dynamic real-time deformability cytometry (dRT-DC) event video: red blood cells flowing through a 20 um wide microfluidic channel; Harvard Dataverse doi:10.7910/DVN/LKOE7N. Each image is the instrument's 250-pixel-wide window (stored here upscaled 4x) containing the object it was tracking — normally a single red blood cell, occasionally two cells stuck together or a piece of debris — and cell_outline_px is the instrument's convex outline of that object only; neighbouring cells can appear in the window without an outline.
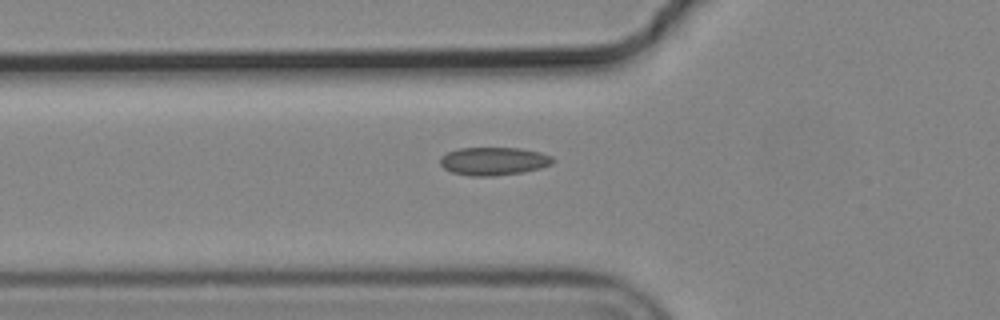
{"species": "common noctule bat (a hibernating species)", "species_latin": "Nyctalus noctula", "temperature_condition": "cold", "stored_images_in_passage": 3, "camera_frame_rate_fps": 3000, "um_per_image_px": 0.085, "animal": {"sex": "male", "body_mass_g": 19.2, "forearm_length_mm": 51.8}, "frame": {"image": 1, "passage_image": 3, "time_ms": 0.667, "image_size_px": [1000, 320], "cell_outline_px": [[556, 160], [552, 164], [540, 168], [520, 172], [492, 176], [472, 176], [452, 172], [444, 168], [440, 164], [440, 156], [456, 148], [520, 148], [540, 152], [552, 156]], "centroid_in_image_um": [41.96, 13.69], "position_along_channel_um": 83.8, "area_um2": 18.44}}